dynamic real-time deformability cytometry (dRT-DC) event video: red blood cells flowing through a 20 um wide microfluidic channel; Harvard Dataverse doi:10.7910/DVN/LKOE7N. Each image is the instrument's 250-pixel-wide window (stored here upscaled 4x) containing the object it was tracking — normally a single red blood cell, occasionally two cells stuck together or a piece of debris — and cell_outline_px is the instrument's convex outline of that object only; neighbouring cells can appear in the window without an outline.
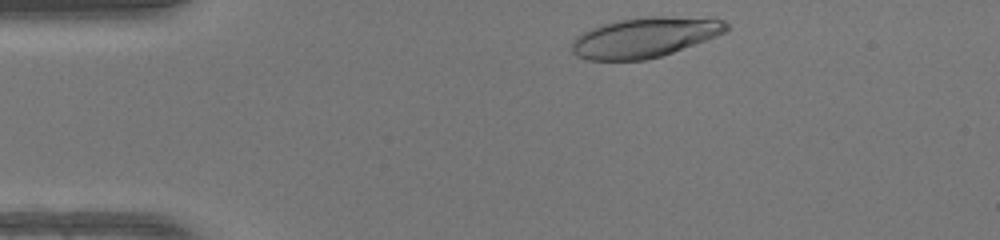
{"species": "human", "species_latin": "Homo sapiens", "temperature_condition": "warm", "stored_images_in_passage": 34, "camera_frame_rate_fps": 3000, "um_per_image_px": 0.085, "donor": {"sex": "female"}, "frame": {"image": 1, "passage_image": 2, "time_ms": 0.333, "image_size_px": [1000, 240], "cell_outline_px": [[728, 28], [724, 32], [716, 36], [672, 52], [660, 56], [644, 60], [588, 60], [576, 56], [572, 52], [572, 40], [576, 36], [592, 28], [604, 24], [620, 20], [648, 16], [664, 16], [724, 20], [728, 24]], "centroid_in_image_um": [54.76, 3.18], "position_along_channel_um": 30.2, "area_um2": 35.55}}
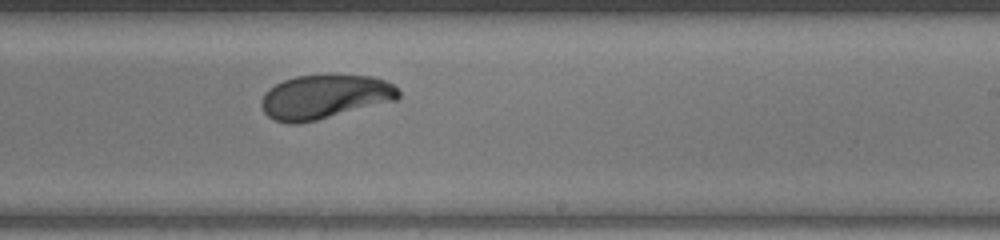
{"frame": {"image": 2, "passage_image": 23, "time_ms": 7.333, "image_size_px": [1000, 240], "cell_outline_px": [[400, 96], [396, 100], [316, 120], [296, 124], [288, 124], [272, 120], [264, 112], [260, 104], [260, 100], [264, 92], [268, 88], [284, 80], [296, 76], [372, 76], [384, 80], [392, 84], [400, 92]], "centroid_in_image_um": [27.54, 8.25], "position_along_channel_um": 261.5, "area_um2": 34.97}}
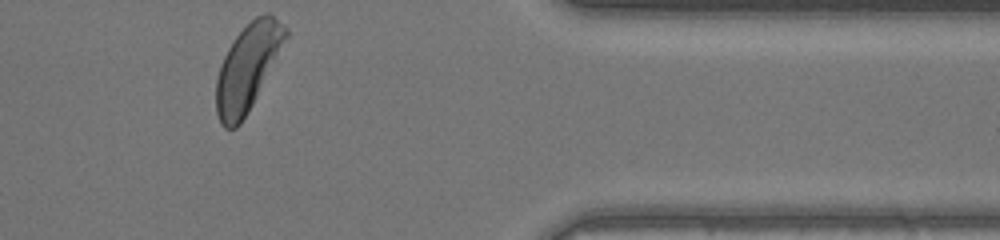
{"frame": {"image": 3, "passage_image": 34, "time_ms": 11.0, "image_size_px": [1000, 240], "cell_outline_px": [[288, 36], [252, 104], [240, 124], [236, 128], [224, 128], [220, 124], [216, 112], [216, 80], [220, 64], [228, 48], [236, 36], [256, 16], [264, 12], [268, 12], [284, 24], [288, 28]], "centroid_in_image_um": [21.03, 5.73], "position_along_channel_um": 390.4, "area_um2": 34.39}, "authors_computed_cell_mechanics": {"area_um2": 35.7204, "velocity_mm_per_s": 4.1624, "shape_relaxation_time_tau1_ms": 4.7363, "shape_relaxation_time_tau2_ms": 2.4314, "deformation_change_tau1": 0.1954, "deformation_change_tau2": 0.0582}}